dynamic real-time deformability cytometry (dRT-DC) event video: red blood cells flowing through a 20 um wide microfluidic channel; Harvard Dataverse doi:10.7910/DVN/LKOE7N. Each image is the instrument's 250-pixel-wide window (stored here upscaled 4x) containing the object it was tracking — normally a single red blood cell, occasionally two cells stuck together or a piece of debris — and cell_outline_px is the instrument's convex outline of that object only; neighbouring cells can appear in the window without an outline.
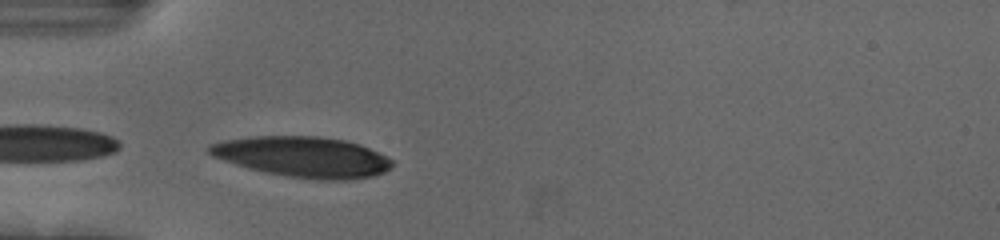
{"species": "human", "species_latin": "Homo sapiens", "temperature_condition": "cold", "stored_images_in_passage": 36, "camera_frame_rate_fps": 3000, "um_per_image_px": 0.085, "donor": {"sex": "female"}, "frame": {"image": 1, "passage_image": 1, "time_ms": 0.0, "image_size_px": [1000, 240], "cell_outline_px": [[392, 164], [384, 172], [372, 176], [352, 180], [320, 180], [288, 176], [248, 168], [212, 156], [208, 152], [208, 144], [224, 140], [252, 136], [320, 136], [344, 140], [360, 144], [392, 160]], "centroid_in_image_um": [25.72, 13.33], "position_along_channel_um": 59.3, "area_um2": 42.95}, "authors_computed_cell_mechanics": {"area_um2": 43.0321, "velocity_mm_per_s": 3.686, "shape_relaxation_time_tau1_ms": 3.7277, "shape_relaxation_time_tau2_ms": 1.5703, "deformation_change_tau1": 0.1754, "deformation_change_tau2": 0.0642}}